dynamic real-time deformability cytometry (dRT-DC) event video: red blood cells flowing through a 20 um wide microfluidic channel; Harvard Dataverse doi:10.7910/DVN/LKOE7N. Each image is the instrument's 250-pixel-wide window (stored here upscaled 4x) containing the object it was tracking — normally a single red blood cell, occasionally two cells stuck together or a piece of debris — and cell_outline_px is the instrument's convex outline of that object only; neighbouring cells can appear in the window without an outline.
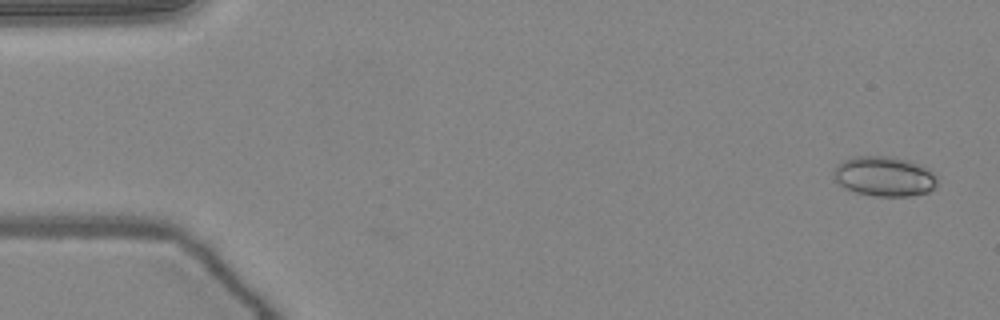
{"species": "common noctule bat (a hibernating species)", "species_latin": "Nyctalus noctula", "temperature_condition": "warm", "stored_images_in_passage": 2, "camera_frame_rate_fps": 3000, "um_per_image_px": 0.085, "animal": {"sex": "female", "body_mass_g": 24.6, "forearm_length_mm": 56.2}, "frame": {"image": 1, "passage_image": 2, "time_ms": 0.333, "image_size_px": [1000, 320], "cell_outline_px": [[936, 184], [928, 192], [908, 196], [876, 196], [856, 192], [844, 188], [832, 176], [836, 168], [844, 160], [852, 156], [892, 156], [908, 160], [920, 164], [928, 168], [936, 176]], "centroid_in_image_um": [75.17, 14.98], "position_along_channel_um": 9.8, "area_um2": 23.99}}